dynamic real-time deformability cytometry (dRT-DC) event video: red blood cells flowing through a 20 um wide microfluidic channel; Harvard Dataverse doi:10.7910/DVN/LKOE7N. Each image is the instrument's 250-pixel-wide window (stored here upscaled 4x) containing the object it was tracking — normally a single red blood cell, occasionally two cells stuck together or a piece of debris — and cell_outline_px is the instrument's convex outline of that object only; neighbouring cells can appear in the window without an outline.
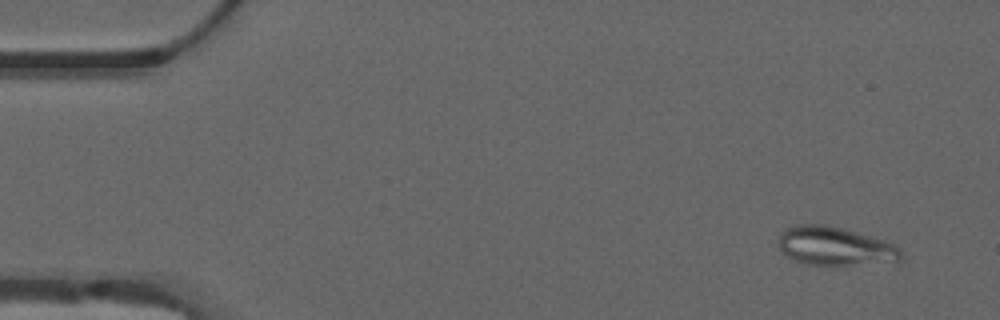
{"species": "common noctule bat (a hibernating species)", "species_latin": "Nyctalus noctula", "temperature_condition": "warm", "stored_images_in_passage": 54, "camera_frame_rate_fps": 3000, "um_per_image_px": 0.085, "animal": {"sex": "male", "forearm_length_mm": 52.5}, "frame": {"image": 1, "passage_image": 4, "time_ms": 1.0, "image_size_px": [1000, 320], "cell_outline_px": [[904, 256], [900, 260], [848, 264], [808, 264], [796, 260], [788, 256], [780, 248], [776, 240], [780, 232], [788, 228], [800, 224], [824, 224], [840, 228], [884, 240], [900, 248], [904, 252]], "centroid_in_image_um": [70.94, 20.9], "position_along_channel_um": 14.1, "area_um2": 26.93}}
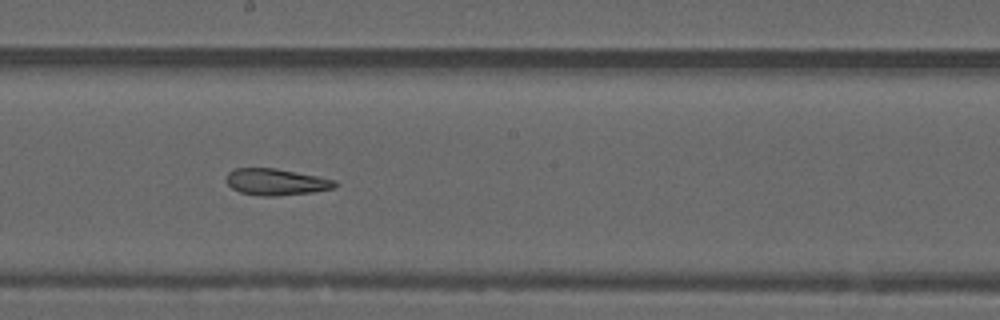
{"frame": {"image": 2, "passage_image": 30, "time_ms": 9.667, "image_size_px": [1000, 320], "cell_outline_px": [[336, 184], [332, 188], [312, 192], [276, 196], [264, 196], [240, 192], [232, 188], [228, 184], [228, 172], [236, 168], [276, 168], [336, 180]], "centroid_in_image_um": [23.46, 15.46], "position_along_channel_um": 224.7, "area_um2": 16.47}}
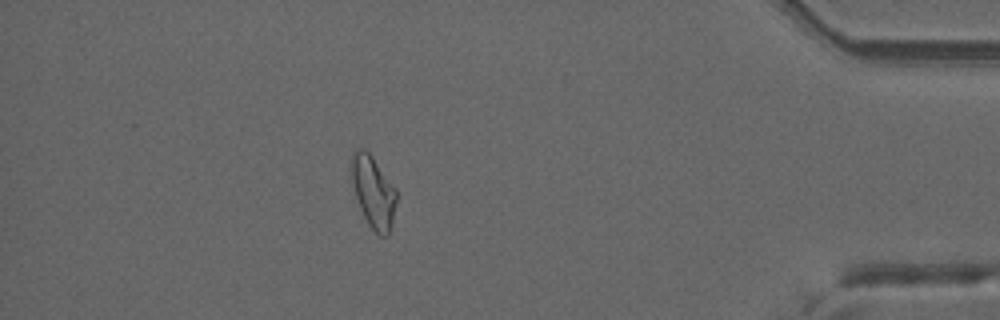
{"frame": {"image": 3, "passage_image": 48, "time_ms": 15.667, "image_size_px": [1000, 320], "cell_outline_px": [[396, 200], [392, 220], [388, 236], [380, 236], [368, 224], [360, 208], [352, 184], [348, 168], [352, 152], [356, 148], [364, 148], [372, 156], [396, 188]], "centroid_in_image_um": [31.68, 16.24], "position_along_channel_um": 403.5, "area_um2": 19.02}, "authors_computed_cell_mechanics": {"area_um2": 19.363, "velocity_mm_per_s": 3.7539, "shape_relaxation_time_tau1_ms": null, "shape_relaxation_time_tau2_ms": 3.1206, "deformation_change_tau1": null, "deformation_change_tau2": 0.1103}}